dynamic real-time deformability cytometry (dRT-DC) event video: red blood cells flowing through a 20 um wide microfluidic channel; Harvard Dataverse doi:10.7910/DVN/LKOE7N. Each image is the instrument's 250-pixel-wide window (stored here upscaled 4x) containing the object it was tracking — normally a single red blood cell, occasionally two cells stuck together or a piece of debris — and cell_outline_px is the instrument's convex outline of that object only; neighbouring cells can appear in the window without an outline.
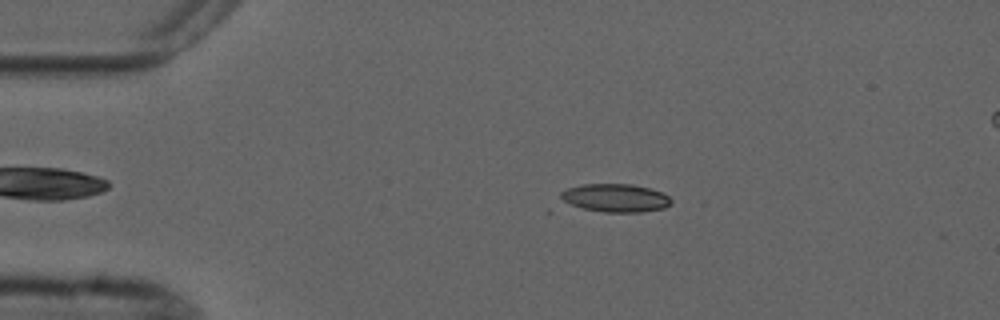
{"species": "common noctule bat (a hibernating species)", "species_latin": "Nyctalus noctula", "temperature_condition": "cold", "stored_images_in_passage": 4, "camera_frame_rate_fps": 3000, "um_per_image_px": 0.085, "animal": {"sex": "male", "forearm_length_mm": 52.5}, "frame": {"image": 1, "passage_image": 2, "time_ms": 1.333, "image_size_px": [1000, 320], "cell_outline_px": [[672, 204], [664, 208], [640, 212], [604, 212], [584, 208], [572, 204], [564, 200], [560, 196], [560, 192], [568, 188], [580, 184], [632, 184], [648, 188], [660, 192], [668, 196], [672, 200]], "centroid_in_image_um": [52.34, 16.82], "position_along_channel_um": 32.7, "area_um2": 17.92}}